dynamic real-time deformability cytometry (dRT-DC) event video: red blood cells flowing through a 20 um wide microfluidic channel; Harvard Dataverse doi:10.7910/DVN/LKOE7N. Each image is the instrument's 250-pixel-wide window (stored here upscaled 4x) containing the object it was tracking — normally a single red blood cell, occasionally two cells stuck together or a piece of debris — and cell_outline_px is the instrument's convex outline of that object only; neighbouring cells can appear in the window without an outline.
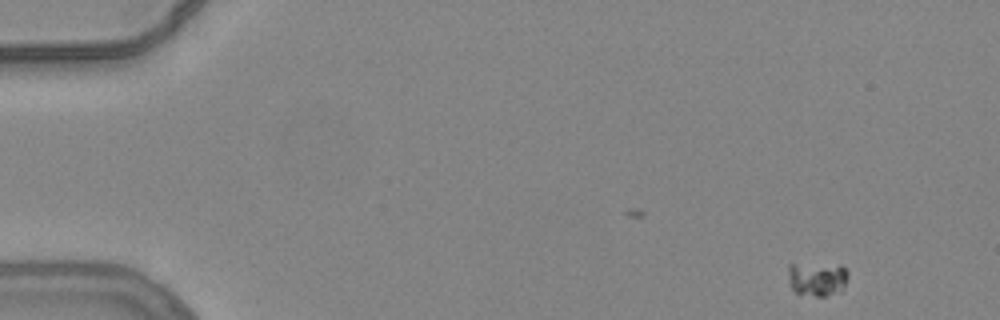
{"species": "common noctule bat (a hibernating species)", "species_latin": "Nyctalus noctula", "temperature_condition": "warm", "stored_images_in_passage": 46, "camera_frame_rate_fps": 3000, "um_per_image_px": 0.085, "animal": {"sex": "female", "body_mass_g": 24.6, "forearm_length_mm": 56.2}, "frame": {"image": 1, "passage_image": 1, "time_ms": 0.0, "image_size_px": [1000, 320], "cell_outline_px": [[848, 276], [844, 288], [840, 292], [824, 296], [816, 296], [796, 292], [788, 284], [788, 264], [840, 264], [848, 272]], "centroid_in_image_um": [69.47, 23.69], "position_along_channel_um": 15.5, "area_um2": 12.08}}
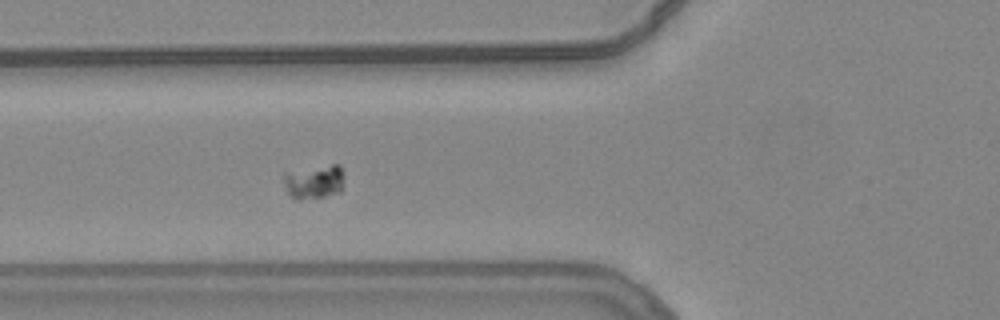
{"frame": {"image": 2, "passage_image": 18, "time_ms": 5.667, "image_size_px": [1000, 320], "cell_outline_px": [[340, 192], [324, 196], [300, 200], [296, 200], [288, 192], [284, 184], [284, 172], [332, 164], [340, 164]], "centroid_in_image_um": [26.63, 15.45], "position_along_channel_um": 99.2, "area_um2": 11.56}}
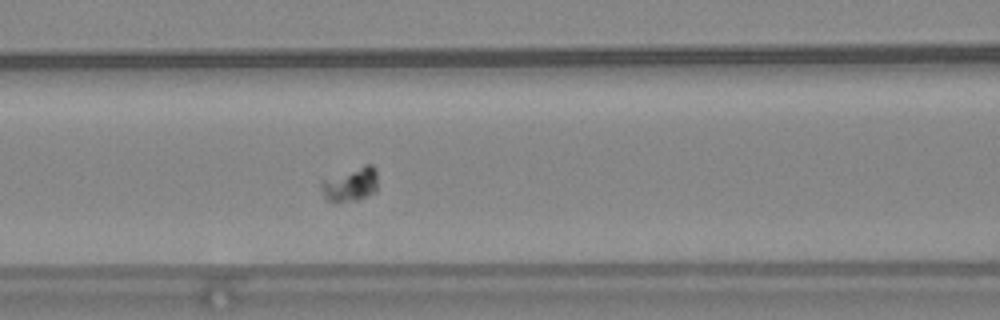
{"frame": {"image": 3, "passage_image": 21, "time_ms": 6.667, "image_size_px": [1000, 320], "cell_outline_px": [[376, 192], [368, 196], [356, 200], [336, 204], [332, 204], [324, 196], [320, 184], [320, 180], [364, 164], [372, 164], [376, 168]], "centroid_in_image_um": [29.77, 15.69], "position_along_channel_um": 136.8, "area_um2": 11.56}}